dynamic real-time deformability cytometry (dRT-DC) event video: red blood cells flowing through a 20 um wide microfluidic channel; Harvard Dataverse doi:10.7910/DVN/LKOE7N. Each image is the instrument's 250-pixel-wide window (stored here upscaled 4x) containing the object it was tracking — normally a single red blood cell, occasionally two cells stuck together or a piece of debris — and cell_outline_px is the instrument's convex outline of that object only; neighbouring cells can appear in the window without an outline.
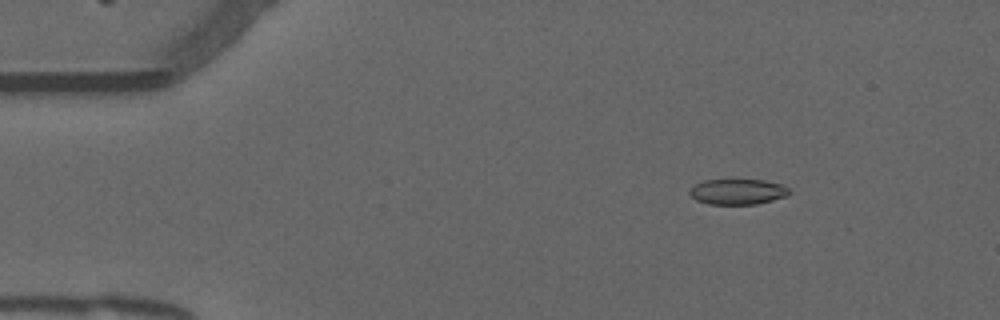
{"species": "common noctule bat (a hibernating species)", "species_latin": "Nyctalus noctula", "temperature_condition": "warm", "stored_images_in_passage": 47, "camera_frame_rate_fps": 3000, "um_per_image_px": 0.085, "animal": {"sex": "male", "forearm_length_mm": 52.5}, "frame": {"image": 1, "passage_image": 1, "time_ms": 0.0, "image_size_px": [1000, 320], "cell_outline_px": [[792, 192], [788, 196], [756, 204], [708, 204], [696, 200], [688, 192], [696, 184], [704, 180], [764, 180], [780, 184], [788, 188]], "centroid_in_image_um": [62.73, 16.3], "position_along_channel_um": 22.3, "area_um2": 14.74}}
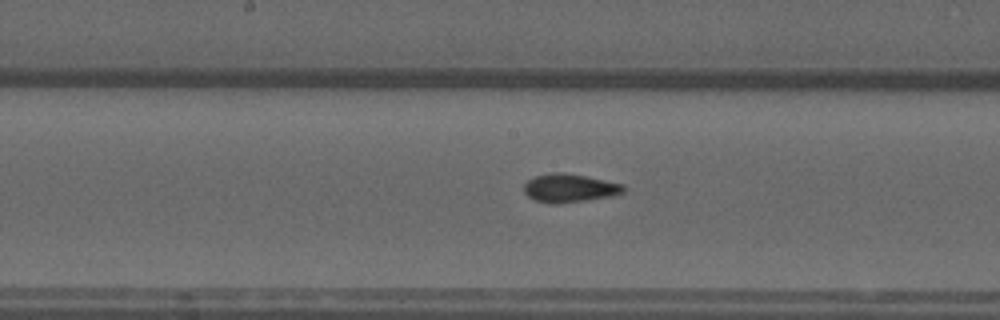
{"frame": {"image": 2, "passage_image": 21, "time_ms": 6.667, "image_size_px": [1000, 320], "cell_outline_px": [[624, 192], [616, 196], [560, 204], [548, 204], [532, 200], [524, 192], [524, 184], [528, 180], [536, 176], [552, 172], [564, 172], [624, 184]], "centroid_in_image_um": [48.4, 16.01], "position_along_channel_um": 199.8, "area_um2": 16.76}}
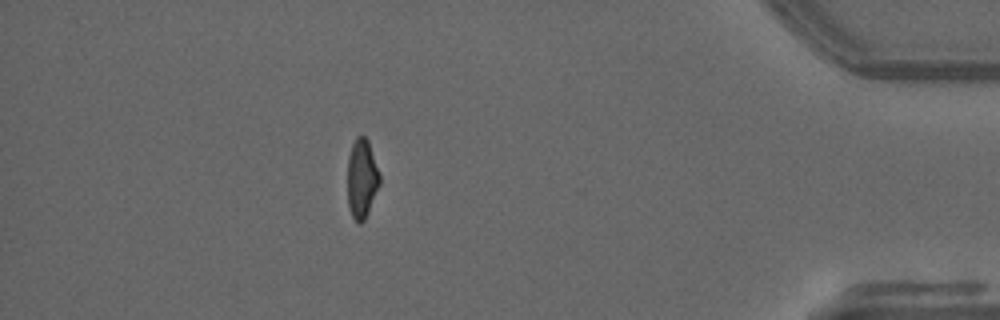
{"frame": {"image": 3, "passage_image": 41, "time_ms": 13.333, "image_size_px": [1000, 320], "cell_outline_px": [[380, 184], [368, 212], [364, 220], [360, 224], [352, 216], [348, 204], [348, 156], [352, 144], [356, 136], [364, 136], [368, 140], [380, 176]], "centroid_in_image_um": [30.75, 15.17], "position_along_channel_um": 404.5, "area_um2": 14.68}, "authors_computed_cell_mechanics": {"area_um2": 15.7216, "velocity_mm_per_s": 3.815, "shape_relaxation_time_tau1_ms": 6.4422, "shape_relaxation_time_tau2_ms": 1.2563, "deformation_change_tau1": 0.1753, "deformation_change_tau2": 0.0549}}